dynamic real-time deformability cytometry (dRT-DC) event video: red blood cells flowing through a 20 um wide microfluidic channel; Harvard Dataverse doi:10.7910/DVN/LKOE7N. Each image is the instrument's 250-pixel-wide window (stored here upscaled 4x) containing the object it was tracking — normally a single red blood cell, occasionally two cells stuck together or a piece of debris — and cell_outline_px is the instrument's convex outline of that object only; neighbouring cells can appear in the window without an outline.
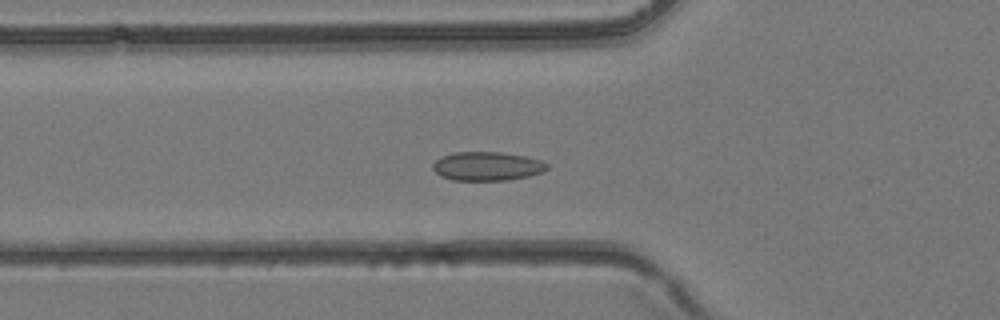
{"species": "common noctule bat (a hibernating species)", "species_latin": "Nyctalus noctula", "temperature_condition": "room temperature", "stored_images_in_passage": 37, "camera_frame_rate_fps": 3000, "um_per_image_px": 0.085, "animal": {"sex": "female", "body_mass_g": 24.6, "forearm_length_mm": 56.2}, "frame": {"image": 1, "passage_image": 11, "time_ms": 3.333, "image_size_px": [1000, 320], "cell_outline_px": [[548, 168], [544, 172], [528, 176], [508, 180], [452, 180], [440, 176], [432, 168], [432, 164], [440, 156], [452, 152], [500, 152], [528, 156], [540, 160], [548, 164]], "centroid_in_image_um": [41.4, 14.12], "position_along_channel_um": 84.4, "area_um2": 19.42}}
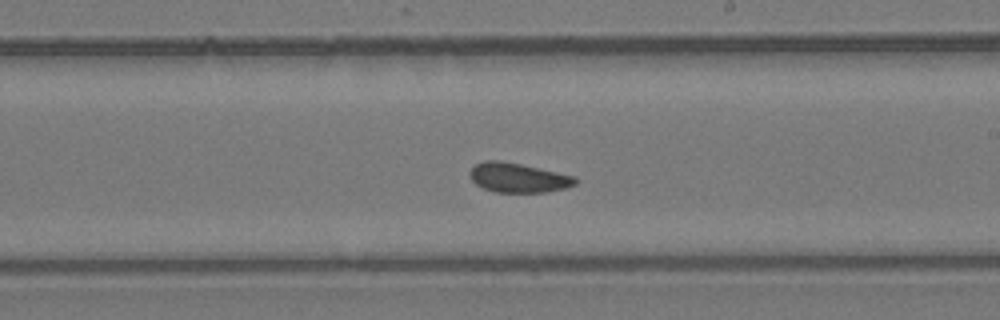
{"frame": {"image": 2, "passage_image": 20, "time_ms": 6.333, "image_size_px": [1000, 320], "cell_outline_px": [[576, 184], [564, 188], [544, 192], [496, 192], [484, 188], [476, 184], [472, 180], [468, 172], [476, 164], [484, 160], [500, 160], [520, 164], [576, 176]], "centroid_in_image_um": [44.02, 15.1], "position_along_channel_um": 245.0, "area_um2": 17.98}}
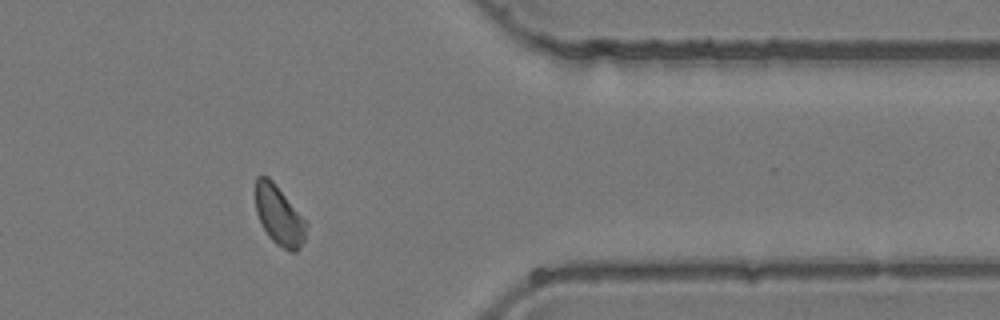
{"frame": {"image": 3, "passage_image": 29, "time_ms": 9.333, "image_size_px": [1000, 320], "cell_outline_px": [[308, 224], [304, 240], [300, 248], [296, 252], [288, 252], [276, 244], [268, 236], [256, 212], [256, 176], [268, 176], [272, 180], [308, 220]], "centroid_in_image_um": [23.77, 18.34], "position_along_channel_um": 387.6, "area_um2": 17.92}}